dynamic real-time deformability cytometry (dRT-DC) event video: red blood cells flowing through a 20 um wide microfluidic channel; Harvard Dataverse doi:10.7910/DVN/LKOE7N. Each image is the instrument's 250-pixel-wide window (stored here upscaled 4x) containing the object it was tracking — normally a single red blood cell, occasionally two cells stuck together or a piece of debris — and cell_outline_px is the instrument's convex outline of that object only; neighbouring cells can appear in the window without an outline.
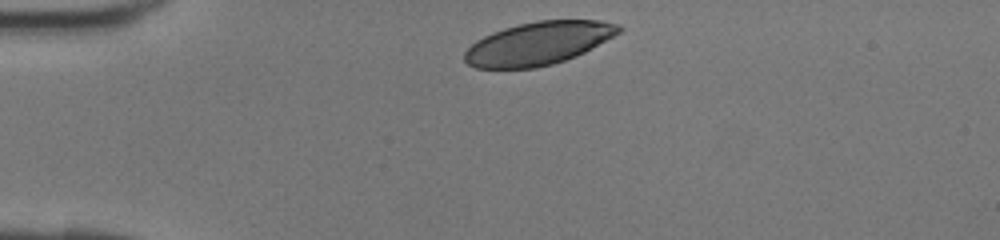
{"species": "human", "species_latin": "Homo sapiens", "temperature_condition": "room temperature", "stored_images_in_passage": 29, "camera_frame_rate_fps": 3000, "um_per_image_px": 0.085, "donor": {"sex": "female"}, "frame": {"image": 1, "passage_image": 1, "time_ms": 0.0, "image_size_px": [1000, 240], "cell_outline_px": [[624, 28], [620, 32], [584, 52], [576, 56], [552, 64], [536, 68], [476, 68], [468, 64], [464, 60], [464, 52], [476, 40], [492, 32], [504, 28], [536, 20], [600, 20], [620, 24]], "centroid_in_image_um": [45.76, 3.68], "position_along_channel_um": 39.2, "area_um2": 38.55}}
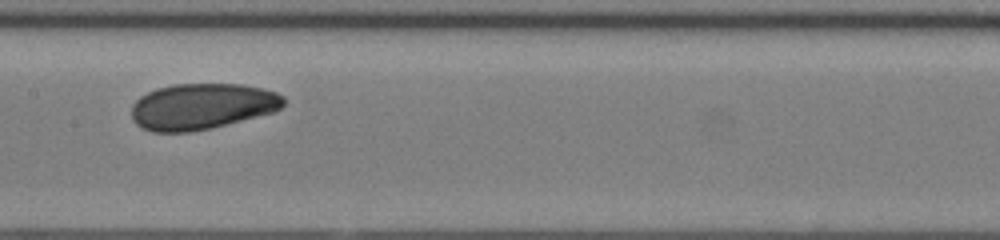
{"frame": {"image": 2, "passage_image": 13, "time_ms": 4.0, "image_size_px": [1000, 240], "cell_outline_px": [[284, 104], [276, 112], [212, 128], [188, 132], [152, 132], [136, 124], [132, 120], [132, 104], [140, 96], [156, 88], [172, 84], [240, 84], [260, 88], [276, 92], [284, 96]], "centroid_in_image_um": [17.17, 9.05], "position_along_channel_um": 190.2, "area_um2": 41.04}}
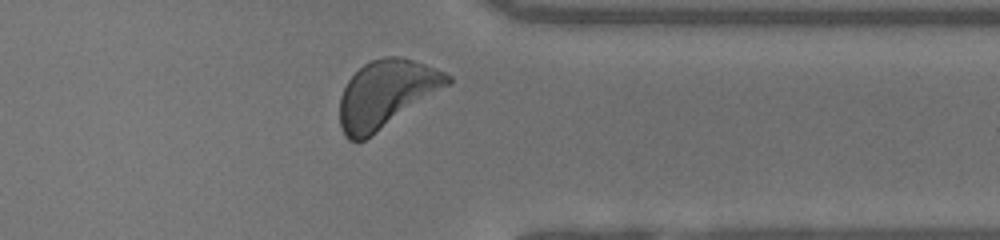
{"frame": {"image": 3, "passage_image": 25, "time_ms": 8.0, "image_size_px": [1000, 240], "cell_outline_px": [[452, 84], [372, 136], [364, 140], [348, 140], [344, 136], [340, 124], [340, 96], [348, 80], [364, 64], [372, 60], [384, 56], [400, 56], [424, 64], [444, 72], [452, 76]], "centroid_in_image_um": [32.85, 8.0], "position_along_channel_um": 378.6, "area_um2": 42.48}}